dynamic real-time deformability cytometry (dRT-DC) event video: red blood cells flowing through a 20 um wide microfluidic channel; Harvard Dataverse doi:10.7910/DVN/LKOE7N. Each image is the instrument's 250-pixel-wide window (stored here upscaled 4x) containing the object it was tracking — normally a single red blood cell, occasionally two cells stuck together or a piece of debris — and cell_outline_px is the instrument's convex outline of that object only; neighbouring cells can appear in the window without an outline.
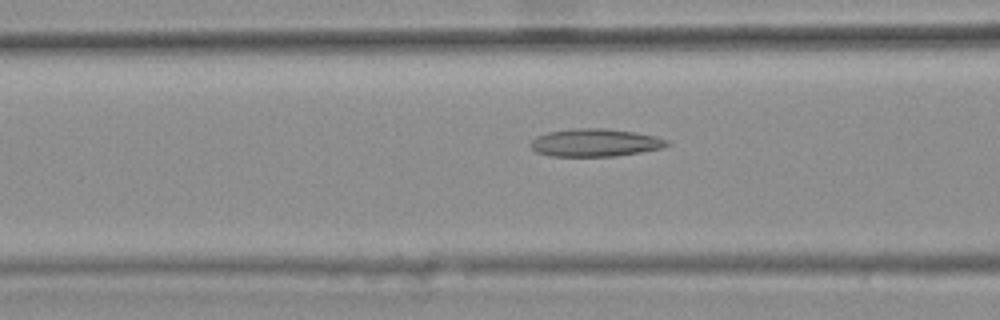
{"species": "common noctule bat (a hibernating species)", "species_latin": "Nyctalus noctula", "temperature_condition": "warm", "stored_images_in_passage": 49, "camera_frame_rate_fps": 3000, "um_per_image_px": 0.085, "animal": {"sex": "female", "body_mass_g": 25.1}, "frame": {"image": 1, "passage_image": 21, "time_ms": 6.667, "image_size_px": [1000, 320], "cell_outline_px": [[672, 144], [664, 148], [616, 156], [552, 156], [536, 152], [528, 144], [536, 136], [548, 132], [572, 128], [608, 128], [636, 132], [656, 136], [668, 140]], "centroid_in_image_um": [50.61, 12.12], "position_along_channel_um": 116.0, "area_um2": 22.37}}
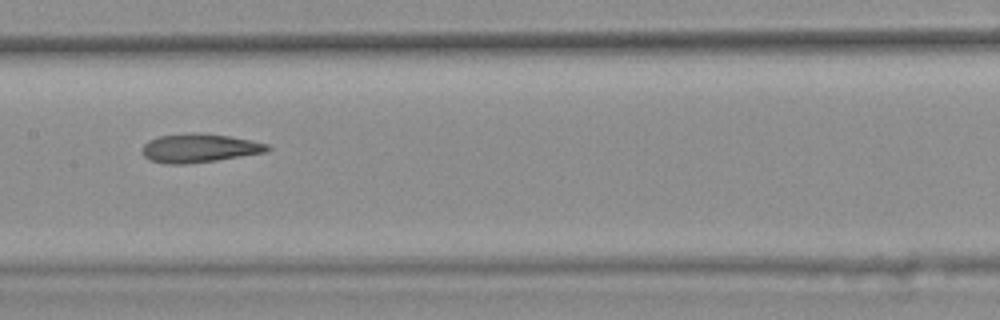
{"frame": {"image": 2, "passage_image": 27, "time_ms": 8.667, "image_size_px": [1000, 320], "cell_outline_px": [[272, 148], [268, 152], [216, 160], [184, 164], [164, 164], [148, 160], [144, 156], [144, 144], [148, 140], [160, 136], [192, 132], [196, 132], [228, 136], [252, 140], [268, 144]], "centroid_in_image_um": [16.96, 12.59], "position_along_channel_um": 190.4, "area_um2": 20.98}}
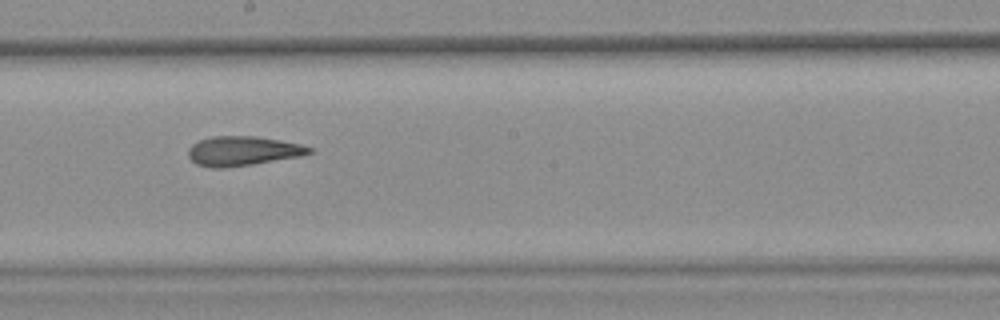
{"frame": {"image": 3, "passage_image": 30, "time_ms": 9.667, "image_size_px": [1000, 320], "cell_outline_px": [[312, 152], [300, 156], [252, 164], [224, 168], [212, 168], [196, 164], [188, 156], [188, 148], [192, 144], [200, 140], [212, 136], [256, 136], [280, 140], [300, 144], [312, 148]], "centroid_in_image_um": [20.6, 12.83], "position_along_channel_um": 227.6, "area_um2": 20.69}, "authors_computed_cell_mechanics": {"area_um2": 21.097, "velocity_mm_per_s": 3.726, "shape_relaxation_time_tau1_ms": null, "shape_relaxation_time_tau2_ms": 4.5202, "deformation_change_tau1": null, "deformation_change_tau2": 0.1595}}